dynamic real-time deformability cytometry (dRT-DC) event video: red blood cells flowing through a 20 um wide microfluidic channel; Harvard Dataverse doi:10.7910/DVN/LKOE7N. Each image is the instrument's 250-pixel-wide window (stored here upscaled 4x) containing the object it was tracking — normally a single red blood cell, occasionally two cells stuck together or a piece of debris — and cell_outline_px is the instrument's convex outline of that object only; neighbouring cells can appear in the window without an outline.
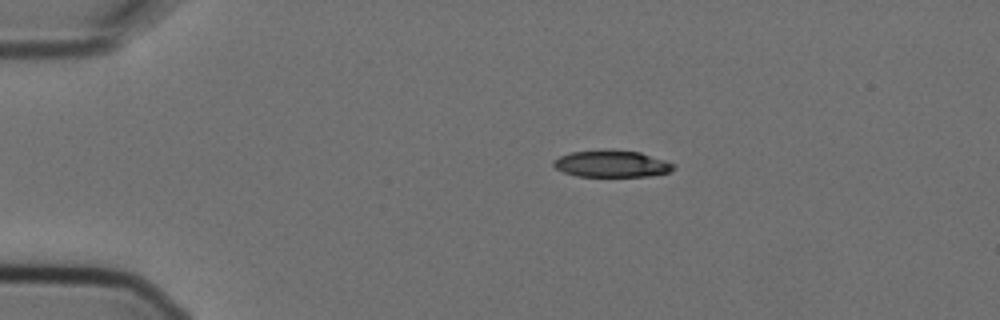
{"species": "Egyptian fruit bat (a non-hibernating species)", "species_latin": "Rousettus aegyptiacus", "temperature_condition": "cold", "stored_images_in_passage": 3, "camera_frame_rate_fps": 3000, "um_per_image_px": 0.085, "animal": {"sex": "female"}, "frame": {"image": 1, "passage_image": 1, "time_ms": 0.0, "image_size_px": [1000, 320], "cell_outline_px": [[676, 168], [668, 172], [652, 176], [576, 176], [564, 172], [556, 168], [552, 164], [552, 160], [560, 156], [572, 152], [612, 148], [640, 152], [676, 164]], "centroid_in_image_um": [52.0, 13.9], "position_along_channel_um": 33.0, "area_um2": 19.02}}
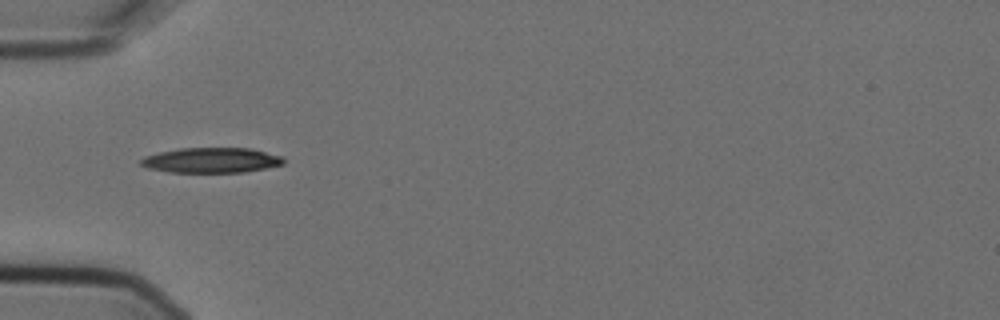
{"frame": {"image": 2, "passage_image": 3, "time_ms": 0.667, "image_size_px": [1000, 320], "cell_outline_px": [[284, 164], [244, 172], [168, 172], [148, 168], [140, 164], [140, 160], [144, 156], [160, 152], [180, 148], [252, 148], [284, 156]], "centroid_in_image_um": [17.99, 13.61], "position_along_channel_um": 67.0, "area_um2": 20.98}}